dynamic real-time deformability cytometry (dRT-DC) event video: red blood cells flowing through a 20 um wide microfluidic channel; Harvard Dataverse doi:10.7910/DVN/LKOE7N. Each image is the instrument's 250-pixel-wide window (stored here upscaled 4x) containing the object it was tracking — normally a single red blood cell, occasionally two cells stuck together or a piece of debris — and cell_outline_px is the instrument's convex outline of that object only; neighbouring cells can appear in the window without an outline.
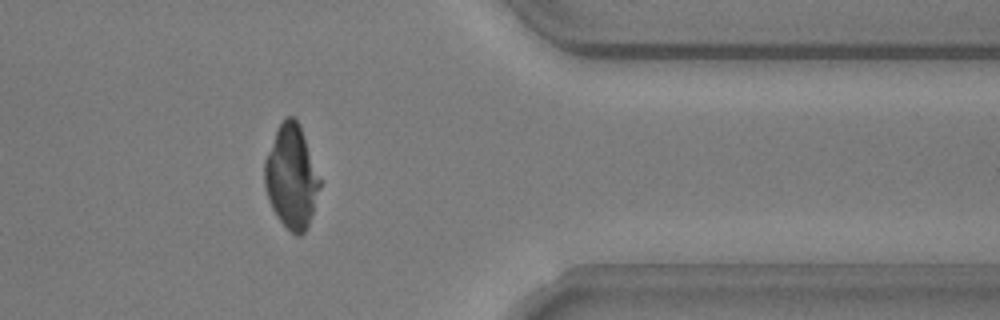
{"species": "common noctule bat (a hibernating species)", "species_latin": "Nyctalus noctula", "temperature_condition": "warm", "stored_images_in_passage": 34, "camera_frame_rate_fps": 3000, "um_per_image_px": 0.085, "animal": {"sex": "male", "body_mass_g": 20.5, "forearm_length_mm": 52.5}, "frame": {"image": 1, "passage_image": 28, "time_ms": 9.0, "image_size_px": [1000, 320], "cell_outline_px": [[320, 188], [308, 228], [300, 236], [296, 236], [276, 216], [268, 200], [264, 188], [264, 160], [276, 132], [280, 124], [288, 116], [292, 116], [296, 120], [300, 128], [320, 180]], "centroid_in_image_um": [24.75, 15.1], "position_along_channel_um": 386.7, "area_um2": 32.66}}